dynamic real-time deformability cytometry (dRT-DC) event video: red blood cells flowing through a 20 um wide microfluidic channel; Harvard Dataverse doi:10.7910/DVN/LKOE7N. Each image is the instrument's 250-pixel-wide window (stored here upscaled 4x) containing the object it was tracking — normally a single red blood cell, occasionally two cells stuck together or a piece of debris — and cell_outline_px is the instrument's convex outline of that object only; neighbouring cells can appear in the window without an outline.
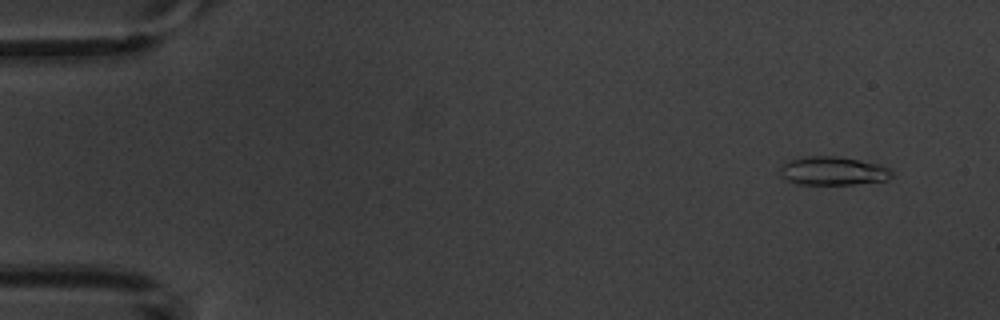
{"species": "common noctule bat (a hibernating species)", "species_latin": "Nyctalus noctula", "temperature_condition": "warm", "stored_images_in_passage": 6, "camera_frame_rate_fps": 3000, "um_per_image_px": 0.085, "animal": {"sex": "male", "body_mass_g": 20.1, "forearm_length_mm": 53.5}, "frame": {"image": 1, "passage_image": 1, "time_ms": 0.0, "image_size_px": [1000, 320], "cell_outline_px": [[892, 176], [888, 180], [852, 184], [800, 184], [784, 180], [780, 172], [780, 168], [788, 160], [808, 156], [836, 156], [860, 160], [876, 164], [888, 168], [892, 172]], "centroid_in_image_um": [70.78, 14.53], "position_along_channel_um": 14.2, "area_um2": 18.44}}